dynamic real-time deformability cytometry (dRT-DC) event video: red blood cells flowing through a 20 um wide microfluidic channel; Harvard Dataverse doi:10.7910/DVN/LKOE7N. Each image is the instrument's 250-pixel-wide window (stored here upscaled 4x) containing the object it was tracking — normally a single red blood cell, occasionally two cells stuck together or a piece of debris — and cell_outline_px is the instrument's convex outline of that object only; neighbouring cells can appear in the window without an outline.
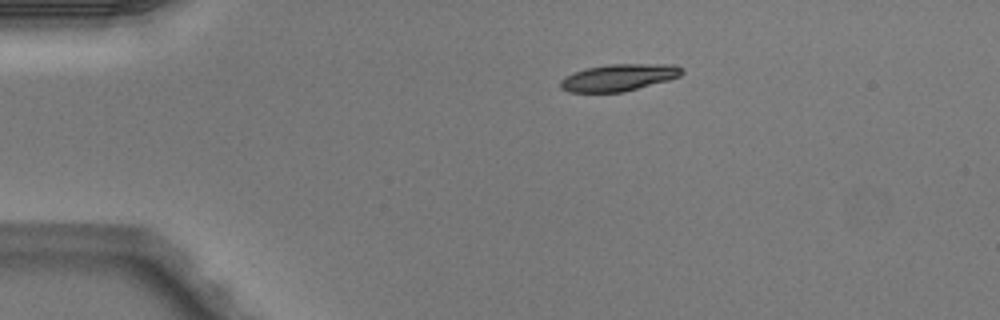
{"species": "Egyptian fruit bat (a non-hibernating species)", "species_latin": "Rousettus aegyptiacus", "temperature_condition": "warm", "stored_images_in_passage": 41, "camera_frame_rate_fps": 3000, "um_per_image_px": 0.085, "animal": {"sex": "male"}, "frame": {"image": 1, "passage_image": 1, "time_ms": 0.0, "image_size_px": [1000, 320], "cell_outline_px": [[684, 72], [680, 76], [668, 80], [624, 92], [568, 92], [560, 88], [560, 80], [576, 72], [588, 68], [608, 64], [676, 64], [684, 68]], "centroid_in_image_um": [52.65, 6.59], "position_along_channel_um": 32.4, "area_um2": 19.02}}
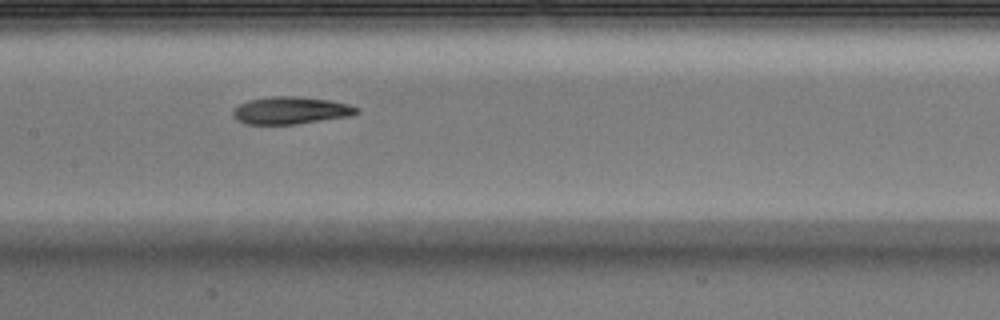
{"frame": {"image": 2, "passage_image": 16, "time_ms": 5.0, "image_size_px": [1000, 320], "cell_outline_px": [[360, 112], [352, 116], [296, 124], [244, 124], [236, 120], [232, 116], [232, 112], [240, 104], [248, 100], [268, 96], [296, 96], [332, 100], [348, 104], [360, 108]], "centroid_in_image_um": [24.73, 9.38], "position_along_channel_um": 182.7, "area_um2": 20.0}}
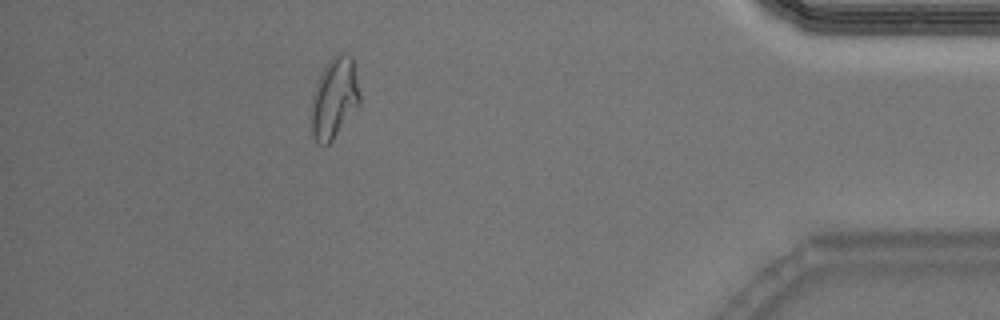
{"frame": {"image": 3, "passage_image": 36, "time_ms": 11.667, "image_size_px": [1000, 320], "cell_outline_px": [[360, 104], [332, 140], [328, 144], [320, 144], [316, 140], [312, 132], [312, 96], [316, 84], [324, 68], [332, 56], [336, 52], [344, 52], [352, 56], [360, 92]], "centroid_in_image_um": [28.44, 8.29], "position_along_channel_um": 406.8, "area_um2": 22.6}, "authors_computed_cell_mechanics": {"area_um2": 20.0566, "velocity_mm_per_s": 4.0434, "shape_relaxation_time_tau1_ms": 6.6398, "shape_relaxation_time_tau2_ms": 5.9408, "deformation_change_tau1": 0.2227, "deformation_change_tau2": 0.0991}}